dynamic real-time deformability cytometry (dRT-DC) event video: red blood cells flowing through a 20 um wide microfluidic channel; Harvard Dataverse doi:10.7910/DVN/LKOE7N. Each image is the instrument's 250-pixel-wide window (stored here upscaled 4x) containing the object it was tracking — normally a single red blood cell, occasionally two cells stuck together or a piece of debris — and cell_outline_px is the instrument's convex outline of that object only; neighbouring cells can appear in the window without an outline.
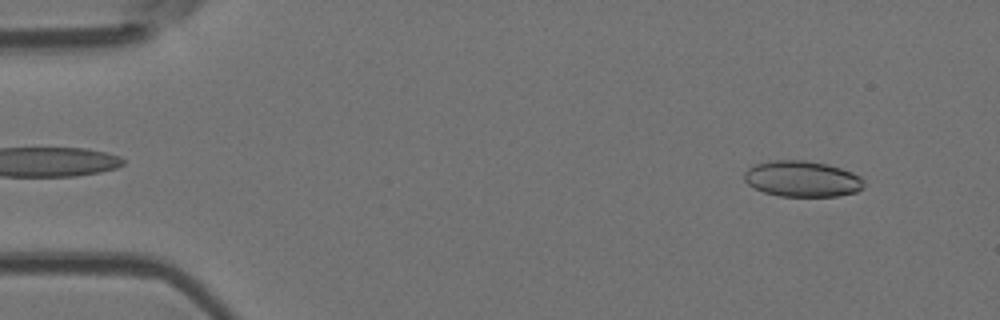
{"species": "Egyptian fruit bat (a non-hibernating species)", "species_latin": "Rousettus aegyptiacus", "temperature_condition": "room temperature", "stored_images_in_passage": 52, "camera_frame_rate_fps": 3000, "um_per_image_px": 0.085, "animal": {"sex": "female"}, "frame": {"image": 1, "passage_image": 4, "time_ms": 1.0, "image_size_px": [1000, 320], "cell_outline_px": [[864, 188], [856, 192], [840, 196], [780, 196], [764, 192], [748, 184], [744, 180], [744, 172], [748, 168], [756, 164], [768, 160], [804, 160], [828, 164], [852, 172], [860, 176], [864, 180]], "centroid_in_image_um": [68.2, 15.2], "position_along_channel_um": 16.8, "area_um2": 25.2}}
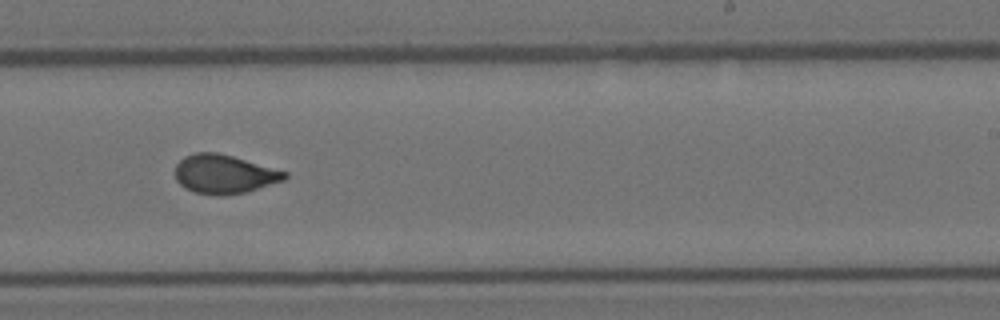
{"frame": {"image": 2, "passage_image": 32, "time_ms": 10.333, "image_size_px": [1000, 320], "cell_outline_px": [[288, 176], [284, 180], [248, 192], [224, 196], [196, 192], [184, 188], [176, 180], [176, 164], [184, 156], [196, 152], [216, 152], [232, 156], [288, 172]], "centroid_in_image_um": [19.06, 14.8], "position_along_channel_um": 269.9, "area_um2": 24.8}}
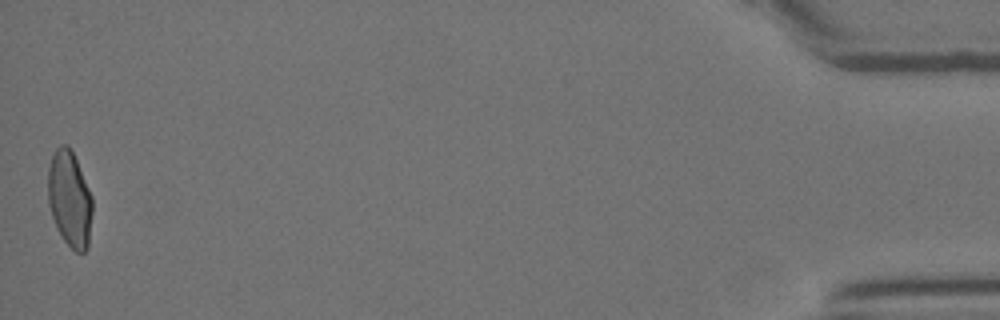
{"frame": {"image": 3, "passage_image": 52, "time_ms": 17.0, "image_size_px": [1000, 320], "cell_outline_px": [[92, 212], [88, 248], [84, 252], [76, 252], [64, 240], [56, 228], [48, 204], [48, 168], [52, 156], [56, 148], [60, 144], [68, 144], [76, 160], [92, 196]], "centroid_in_image_um": [5.91, 16.91], "position_along_channel_um": 429.3, "area_um2": 24.8}, "authors_computed_cell_mechanics": {"area_um2": 24.9696, "velocity_mm_per_s": 3.8027, "shape_relaxation_time_tau1_ms": 5.7276, "shape_relaxation_time_tau2_ms": 0.9422, "deformation_change_tau1": 0.1674, "deformation_change_tau2": 0.05}}